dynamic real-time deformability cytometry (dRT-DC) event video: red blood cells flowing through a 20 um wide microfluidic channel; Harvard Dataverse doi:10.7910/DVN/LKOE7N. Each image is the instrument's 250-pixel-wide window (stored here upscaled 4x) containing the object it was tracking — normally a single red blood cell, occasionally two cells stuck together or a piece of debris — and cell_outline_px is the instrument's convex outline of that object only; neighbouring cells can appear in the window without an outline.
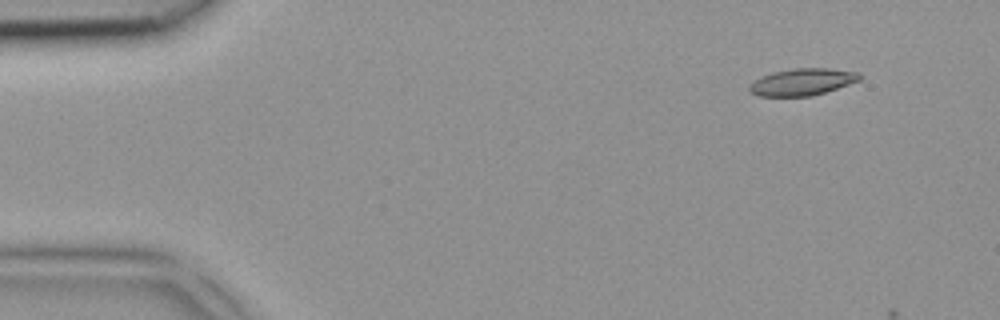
{"species": "common noctule bat (a hibernating species)", "species_latin": "Nyctalus noctula", "temperature_condition": "room temperature", "stored_images_in_passage": 3, "camera_frame_rate_fps": 3000, "um_per_image_px": 0.085, "animal": {"sex": "female", "body_mass_g": 18.4}, "frame": {"image": 1, "passage_image": 2, "time_ms": 0.333, "image_size_px": [1000, 320], "cell_outline_px": [[860, 80], [812, 96], [756, 96], [748, 92], [748, 88], [760, 76], [772, 72], [792, 68], [828, 68], [860, 72]], "centroid_in_image_um": [68.16, 6.96], "position_along_channel_um": 16.8, "area_um2": 17.28}}